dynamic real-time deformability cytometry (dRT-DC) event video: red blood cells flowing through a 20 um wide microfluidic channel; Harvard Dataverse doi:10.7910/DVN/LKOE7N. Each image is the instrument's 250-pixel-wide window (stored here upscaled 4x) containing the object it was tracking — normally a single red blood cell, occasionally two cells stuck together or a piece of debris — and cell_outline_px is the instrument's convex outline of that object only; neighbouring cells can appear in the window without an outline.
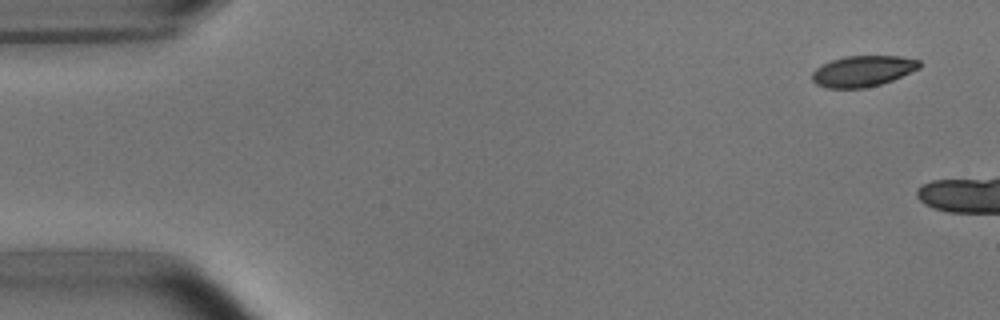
{"species": "common noctule bat (a hibernating species)", "species_latin": "Nyctalus noctula", "temperature_condition": "room temperature", "stored_images_in_passage": 3, "camera_frame_rate_fps": 3000, "um_per_image_px": 0.085, "animal": {"sex": "male", "body_mass_g": 15.6}, "frame": {"image": 1, "passage_image": 1, "time_ms": 0.0, "image_size_px": [1000, 320], "cell_outline_px": [[920, 68], [892, 80], [880, 84], [864, 88], [828, 88], [816, 84], [812, 80], [812, 72], [816, 68], [832, 60], [844, 56], [900, 56], [920, 60]], "centroid_in_image_um": [73.34, 6.04], "position_along_channel_um": 11.7, "area_um2": 19.25}}